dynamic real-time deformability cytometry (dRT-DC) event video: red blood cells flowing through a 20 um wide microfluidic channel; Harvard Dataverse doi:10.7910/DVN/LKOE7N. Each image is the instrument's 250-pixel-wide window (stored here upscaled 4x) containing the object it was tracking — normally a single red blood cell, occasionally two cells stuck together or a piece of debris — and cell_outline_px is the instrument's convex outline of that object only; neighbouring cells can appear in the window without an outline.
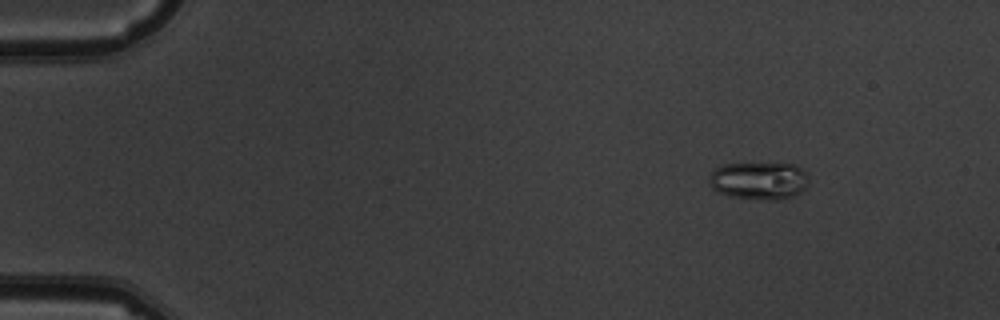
{"species": "common noctule bat (a hibernating species)", "species_latin": "Nyctalus noctula", "temperature_condition": "warm", "stored_images_in_passage": 4, "camera_frame_rate_fps": 3000, "um_per_image_px": 0.085, "animal": {"sex": "male", "body_mass_g": 19.5, "forearm_length_mm": 54.6}, "frame": {"image": 1, "passage_image": 1, "time_ms": 0.0, "image_size_px": [1000, 320], "cell_outline_px": [[808, 180], [804, 188], [800, 192], [792, 196], [780, 200], [768, 200], [728, 196], [712, 188], [708, 180], [708, 176], [720, 164], [796, 164], [808, 172]], "centroid_in_image_um": [64.52, 15.35], "position_along_channel_um": 20.5, "area_um2": 21.91}}
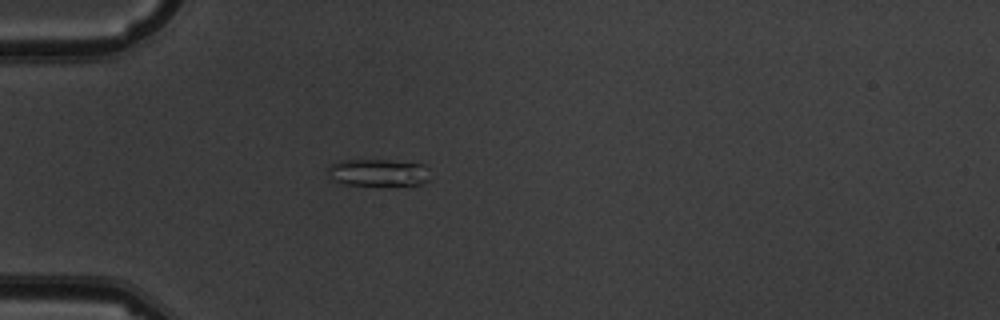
{"frame": {"image": 2, "passage_image": 4, "time_ms": 3.333, "image_size_px": [1000, 320], "cell_outline_px": [[428, 180], [420, 184], [388, 188], [384, 188], [344, 184], [336, 180], [328, 172], [328, 168], [332, 164], [340, 160], [388, 160], [424, 164], [428, 168]], "centroid_in_image_um": [32.2, 14.72], "position_along_channel_um": 52.8, "area_um2": 16.82}}